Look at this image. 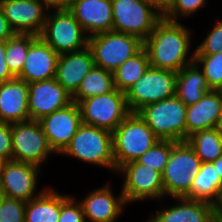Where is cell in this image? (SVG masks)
<instances>
[{
  "mask_svg": "<svg viewBox=\"0 0 222 222\" xmlns=\"http://www.w3.org/2000/svg\"><path fill=\"white\" fill-rule=\"evenodd\" d=\"M60 155L115 173L112 132L104 128L82 123Z\"/></svg>",
  "mask_w": 222,
  "mask_h": 222,
  "instance_id": "cell-2",
  "label": "cell"
},
{
  "mask_svg": "<svg viewBox=\"0 0 222 222\" xmlns=\"http://www.w3.org/2000/svg\"><path fill=\"white\" fill-rule=\"evenodd\" d=\"M116 171L126 163L136 161L159 139L138 113H130L112 132Z\"/></svg>",
  "mask_w": 222,
  "mask_h": 222,
  "instance_id": "cell-3",
  "label": "cell"
},
{
  "mask_svg": "<svg viewBox=\"0 0 222 222\" xmlns=\"http://www.w3.org/2000/svg\"><path fill=\"white\" fill-rule=\"evenodd\" d=\"M6 40L0 41V82L14 79L5 60Z\"/></svg>",
  "mask_w": 222,
  "mask_h": 222,
  "instance_id": "cell-38",
  "label": "cell"
},
{
  "mask_svg": "<svg viewBox=\"0 0 222 222\" xmlns=\"http://www.w3.org/2000/svg\"><path fill=\"white\" fill-rule=\"evenodd\" d=\"M191 200L206 201L218 207L222 202V181L211 162L202 163L200 171L193 178L189 194Z\"/></svg>",
  "mask_w": 222,
  "mask_h": 222,
  "instance_id": "cell-25",
  "label": "cell"
},
{
  "mask_svg": "<svg viewBox=\"0 0 222 222\" xmlns=\"http://www.w3.org/2000/svg\"><path fill=\"white\" fill-rule=\"evenodd\" d=\"M5 162H6V160L3 159L2 157H0V174H1V171L3 169V166H4Z\"/></svg>",
  "mask_w": 222,
  "mask_h": 222,
  "instance_id": "cell-44",
  "label": "cell"
},
{
  "mask_svg": "<svg viewBox=\"0 0 222 222\" xmlns=\"http://www.w3.org/2000/svg\"><path fill=\"white\" fill-rule=\"evenodd\" d=\"M215 24L205 38L198 44L195 54H217L222 52V19H214Z\"/></svg>",
  "mask_w": 222,
  "mask_h": 222,
  "instance_id": "cell-34",
  "label": "cell"
},
{
  "mask_svg": "<svg viewBox=\"0 0 222 222\" xmlns=\"http://www.w3.org/2000/svg\"><path fill=\"white\" fill-rule=\"evenodd\" d=\"M186 141L202 163L213 162L222 155V138L218 127L195 132Z\"/></svg>",
  "mask_w": 222,
  "mask_h": 222,
  "instance_id": "cell-29",
  "label": "cell"
},
{
  "mask_svg": "<svg viewBox=\"0 0 222 222\" xmlns=\"http://www.w3.org/2000/svg\"><path fill=\"white\" fill-rule=\"evenodd\" d=\"M217 221L222 222V206L217 207Z\"/></svg>",
  "mask_w": 222,
  "mask_h": 222,
  "instance_id": "cell-43",
  "label": "cell"
},
{
  "mask_svg": "<svg viewBox=\"0 0 222 222\" xmlns=\"http://www.w3.org/2000/svg\"><path fill=\"white\" fill-rule=\"evenodd\" d=\"M96 67L115 71L143 48V41L134 35L108 31L88 37Z\"/></svg>",
  "mask_w": 222,
  "mask_h": 222,
  "instance_id": "cell-7",
  "label": "cell"
},
{
  "mask_svg": "<svg viewBox=\"0 0 222 222\" xmlns=\"http://www.w3.org/2000/svg\"><path fill=\"white\" fill-rule=\"evenodd\" d=\"M208 0H174L170 10L163 16L164 19L180 22V20L191 18L202 8H205Z\"/></svg>",
  "mask_w": 222,
  "mask_h": 222,
  "instance_id": "cell-33",
  "label": "cell"
},
{
  "mask_svg": "<svg viewBox=\"0 0 222 222\" xmlns=\"http://www.w3.org/2000/svg\"><path fill=\"white\" fill-rule=\"evenodd\" d=\"M26 202L5 197L0 205V222H25Z\"/></svg>",
  "mask_w": 222,
  "mask_h": 222,
  "instance_id": "cell-36",
  "label": "cell"
},
{
  "mask_svg": "<svg viewBox=\"0 0 222 222\" xmlns=\"http://www.w3.org/2000/svg\"><path fill=\"white\" fill-rule=\"evenodd\" d=\"M59 55L40 36L30 34V47L21 74L28 84L56 77Z\"/></svg>",
  "mask_w": 222,
  "mask_h": 222,
  "instance_id": "cell-18",
  "label": "cell"
},
{
  "mask_svg": "<svg viewBox=\"0 0 222 222\" xmlns=\"http://www.w3.org/2000/svg\"><path fill=\"white\" fill-rule=\"evenodd\" d=\"M72 102V95L57 82L56 78L28 84L30 120H40L43 116Z\"/></svg>",
  "mask_w": 222,
  "mask_h": 222,
  "instance_id": "cell-17",
  "label": "cell"
},
{
  "mask_svg": "<svg viewBox=\"0 0 222 222\" xmlns=\"http://www.w3.org/2000/svg\"><path fill=\"white\" fill-rule=\"evenodd\" d=\"M116 173L124 177L121 191L127 205L145 199L157 202L166 199L162 173L150 166L140 164L136 160L122 165Z\"/></svg>",
  "mask_w": 222,
  "mask_h": 222,
  "instance_id": "cell-8",
  "label": "cell"
},
{
  "mask_svg": "<svg viewBox=\"0 0 222 222\" xmlns=\"http://www.w3.org/2000/svg\"><path fill=\"white\" fill-rule=\"evenodd\" d=\"M30 120L28 83L15 77L0 82V122L17 123Z\"/></svg>",
  "mask_w": 222,
  "mask_h": 222,
  "instance_id": "cell-22",
  "label": "cell"
},
{
  "mask_svg": "<svg viewBox=\"0 0 222 222\" xmlns=\"http://www.w3.org/2000/svg\"><path fill=\"white\" fill-rule=\"evenodd\" d=\"M12 160L42 167L48 157L56 155L50 148L39 120H27L11 124Z\"/></svg>",
  "mask_w": 222,
  "mask_h": 222,
  "instance_id": "cell-12",
  "label": "cell"
},
{
  "mask_svg": "<svg viewBox=\"0 0 222 222\" xmlns=\"http://www.w3.org/2000/svg\"><path fill=\"white\" fill-rule=\"evenodd\" d=\"M42 170L40 166L32 163L6 161L0 174V187L5 197L28 202L40 196L48 188L44 186L38 190V179Z\"/></svg>",
  "mask_w": 222,
  "mask_h": 222,
  "instance_id": "cell-13",
  "label": "cell"
},
{
  "mask_svg": "<svg viewBox=\"0 0 222 222\" xmlns=\"http://www.w3.org/2000/svg\"><path fill=\"white\" fill-rule=\"evenodd\" d=\"M13 144L11 124L0 122V157L6 161L12 160Z\"/></svg>",
  "mask_w": 222,
  "mask_h": 222,
  "instance_id": "cell-37",
  "label": "cell"
},
{
  "mask_svg": "<svg viewBox=\"0 0 222 222\" xmlns=\"http://www.w3.org/2000/svg\"><path fill=\"white\" fill-rule=\"evenodd\" d=\"M48 186L38 197L26 202L25 222H58L60 217V191Z\"/></svg>",
  "mask_w": 222,
  "mask_h": 222,
  "instance_id": "cell-26",
  "label": "cell"
},
{
  "mask_svg": "<svg viewBox=\"0 0 222 222\" xmlns=\"http://www.w3.org/2000/svg\"><path fill=\"white\" fill-rule=\"evenodd\" d=\"M113 31L131 34L144 41L163 18L145 0H112Z\"/></svg>",
  "mask_w": 222,
  "mask_h": 222,
  "instance_id": "cell-11",
  "label": "cell"
},
{
  "mask_svg": "<svg viewBox=\"0 0 222 222\" xmlns=\"http://www.w3.org/2000/svg\"><path fill=\"white\" fill-rule=\"evenodd\" d=\"M222 120V96L211 90L195 104L187 106L186 140L193 133L218 127Z\"/></svg>",
  "mask_w": 222,
  "mask_h": 222,
  "instance_id": "cell-23",
  "label": "cell"
},
{
  "mask_svg": "<svg viewBox=\"0 0 222 222\" xmlns=\"http://www.w3.org/2000/svg\"><path fill=\"white\" fill-rule=\"evenodd\" d=\"M187 106L176 96L148 104L137 113L159 140L186 141Z\"/></svg>",
  "mask_w": 222,
  "mask_h": 222,
  "instance_id": "cell-4",
  "label": "cell"
},
{
  "mask_svg": "<svg viewBox=\"0 0 222 222\" xmlns=\"http://www.w3.org/2000/svg\"><path fill=\"white\" fill-rule=\"evenodd\" d=\"M172 205L151 213L147 222H216L217 207L213 204L185 197L172 198Z\"/></svg>",
  "mask_w": 222,
  "mask_h": 222,
  "instance_id": "cell-20",
  "label": "cell"
},
{
  "mask_svg": "<svg viewBox=\"0 0 222 222\" xmlns=\"http://www.w3.org/2000/svg\"><path fill=\"white\" fill-rule=\"evenodd\" d=\"M106 182L101 187L94 188L80 201L78 200L86 222H116L125 207L127 208L122 191L120 190L117 196L112 190L111 183Z\"/></svg>",
  "mask_w": 222,
  "mask_h": 222,
  "instance_id": "cell-16",
  "label": "cell"
},
{
  "mask_svg": "<svg viewBox=\"0 0 222 222\" xmlns=\"http://www.w3.org/2000/svg\"><path fill=\"white\" fill-rule=\"evenodd\" d=\"M95 66L91 49L61 54L57 60L56 80L72 96L79 89L83 78Z\"/></svg>",
  "mask_w": 222,
  "mask_h": 222,
  "instance_id": "cell-21",
  "label": "cell"
},
{
  "mask_svg": "<svg viewBox=\"0 0 222 222\" xmlns=\"http://www.w3.org/2000/svg\"><path fill=\"white\" fill-rule=\"evenodd\" d=\"M209 91L204 72L195 61L177 73L175 95L186 106L197 103Z\"/></svg>",
  "mask_w": 222,
  "mask_h": 222,
  "instance_id": "cell-24",
  "label": "cell"
},
{
  "mask_svg": "<svg viewBox=\"0 0 222 222\" xmlns=\"http://www.w3.org/2000/svg\"><path fill=\"white\" fill-rule=\"evenodd\" d=\"M5 198V194L2 191V188L0 187V205L2 204L3 199Z\"/></svg>",
  "mask_w": 222,
  "mask_h": 222,
  "instance_id": "cell-45",
  "label": "cell"
},
{
  "mask_svg": "<svg viewBox=\"0 0 222 222\" xmlns=\"http://www.w3.org/2000/svg\"><path fill=\"white\" fill-rule=\"evenodd\" d=\"M159 14L164 16L172 7L174 0H145Z\"/></svg>",
  "mask_w": 222,
  "mask_h": 222,
  "instance_id": "cell-39",
  "label": "cell"
},
{
  "mask_svg": "<svg viewBox=\"0 0 222 222\" xmlns=\"http://www.w3.org/2000/svg\"><path fill=\"white\" fill-rule=\"evenodd\" d=\"M218 129H219V132H220V136L222 138V120L220 121V123L218 125Z\"/></svg>",
  "mask_w": 222,
  "mask_h": 222,
  "instance_id": "cell-46",
  "label": "cell"
},
{
  "mask_svg": "<svg viewBox=\"0 0 222 222\" xmlns=\"http://www.w3.org/2000/svg\"><path fill=\"white\" fill-rule=\"evenodd\" d=\"M173 146L174 141L158 140L147 152L141 155L137 161L140 164L150 166L163 173Z\"/></svg>",
  "mask_w": 222,
  "mask_h": 222,
  "instance_id": "cell-32",
  "label": "cell"
},
{
  "mask_svg": "<svg viewBox=\"0 0 222 222\" xmlns=\"http://www.w3.org/2000/svg\"><path fill=\"white\" fill-rule=\"evenodd\" d=\"M45 2L50 8L57 7H66L69 3V0H42Z\"/></svg>",
  "mask_w": 222,
  "mask_h": 222,
  "instance_id": "cell-41",
  "label": "cell"
},
{
  "mask_svg": "<svg viewBox=\"0 0 222 222\" xmlns=\"http://www.w3.org/2000/svg\"><path fill=\"white\" fill-rule=\"evenodd\" d=\"M0 8L14 33L39 36L50 7L42 0H0Z\"/></svg>",
  "mask_w": 222,
  "mask_h": 222,
  "instance_id": "cell-14",
  "label": "cell"
},
{
  "mask_svg": "<svg viewBox=\"0 0 222 222\" xmlns=\"http://www.w3.org/2000/svg\"><path fill=\"white\" fill-rule=\"evenodd\" d=\"M211 163L222 181V155Z\"/></svg>",
  "mask_w": 222,
  "mask_h": 222,
  "instance_id": "cell-42",
  "label": "cell"
},
{
  "mask_svg": "<svg viewBox=\"0 0 222 222\" xmlns=\"http://www.w3.org/2000/svg\"><path fill=\"white\" fill-rule=\"evenodd\" d=\"M76 195L61 194L60 217L58 222H86L81 204Z\"/></svg>",
  "mask_w": 222,
  "mask_h": 222,
  "instance_id": "cell-35",
  "label": "cell"
},
{
  "mask_svg": "<svg viewBox=\"0 0 222 222\" xmlns=\"http://www.w3.org/2000/svg\"><path fill=\"white\" fill-rule=\"evenodd\" d=\"M176 78V72L150 66L125 92L131 113H137L148 104L174 96Z\"/></svg>",
  "mask_w": 222,
  "mask_h": 222,
  "instance_id": "cell-10",
  "label": "cell"
},
{
  "mask_svg": "<svg viewBox=\"0 0 222 222\" xmlns=\"http://www.w3.org/2000/svg\"><path fill=\"white\" fill-rule=\"evenodd\" d=\"M194 61L204 72L211 90L222 86V52L217 54H195Z\"/></svg>",
  "mask_w": 222,
  "mask_h": 222,
  "instance_id": "cell-31",
  "label": "cell"
},
{
  "mask_svg": "<svg viewBox=\"0 0 222 222\" xmlns=\"http://www.w3.org/2000/svg\"><path fill=\"white\" fill-rule=\"evenodd\" d=\"M66 7L88 37L112 31V0H69Z\"/></svg>",
  "mask_w": 222,
  "mask_h": 222,
  "instance_id": "cell-19",
  "label": "cell"
},
{
  "mask_svg": "<svg viewBox=\"0 0 222 222\" xmlns=\"http://www.w3.org/2000/svg\"><path fill=\"white\" fill-rule=\"evenodd\" d=\"M50 148L56 155L61 154L70 144L72 137L82 124L79 105L72 102L68 106L39 120Z\"/></svg>",
  "mask_w": 222,
  "mask_h": 222,
  "instance_id": "cell-15",
  "label": "cell"
},
{
  "mask_svg": "<svg viewBox=\"0 0 222 222\" xmlns=\"http://www.w3.org/2000/svg\"><path fill=\"white\" fill-rule=\"evenodd\" d=\"M218 91L220 92V94L222 96V86L218 89Z\"/></svg>",
  "mask_w": 222,
  "mask_h": 222,
  "instance_id": "cell-47",
  "label": "cell"
},
{
  "mask_svg": "<svg viewBox=\"0 0 222 222\" xmlns=\"http://www.w3.org/2000/svg\"><path fill=\"white\" fill-rule=\"evenodd\" d=\"M192 29L181 22L162 18L151 34L143 41L150 66L178 73L194 62ZM192 50V52L190 51Z\"/></svg>",
  "mask_w": 222,
  "mask_h": 222,
  "instance_id": "cell-1",
  "label": "cell"
},
{
  "mask_svg": "<svg viewBox=\"0 0 222 222\" xmlns=\"http://www.w3.org/2000/svg\"><path fill=\"white\" fill-rule=\"evenodd\" d=\"M150 67L147 52L142 48L133 57L127 59L115 71H113L114 86L121 92H126L146 70Z\"/></svg>",
  "mask_w": 222,
  "mask_h": 222,
  "instance_id": "cell-27",
  "label": "cell"
},
{
  "mask_svg": "<svg viewBox=\"0 0 222 222\" xmlns=\"http://www.w3.org/2000/svg\"><path fill=\"white\" fill-rule=\"evenodd\" d=\"M30 47V34L14 33L6 40L5 60L11 74L18 77Z\"/></svg>",
  "mask_w": 222,
  "mask_h": 222,
  "instance_id": "cell-30",
  "label": "cell"
},
{
  "mask_svg": "<svg viewBox=\"0 0 222 222\" xmlns=\"http://www.w3.org/2000/svg\"><path fill=\"white\" fill-rule=\"evenodd\" d=\"M202 161L187 141L174 142L167 165L162 173L166 197H186Z\"/></svg>",
  "mask_w": 222,
  "mask_h": 222,
  "instance_id": "cell-5",
  "label": "cell"
},
{
  "mask_svg": "<svg viewBox=\"0 0 222 222\" xmlns=\"http://www.w3.org/2000/svg\"><path fill=\"white\" fill-rule=\"evenodd\" d=\"M39 36L58 55L77 52L88 46V36L67 7L49 9Z\"/></svg>",
  "mask_w": 222,
  "mask_h": 222,
  "instance_id": "cell-6",
  "label": "cell"
},
{
  "mask_svg": "<svg viewBox=\"0 0 222 222\" xmlns=\"http://www.w3.org/2000/svg\"><path fill=\"white\" fill-rule=\"evenodd\" d=\"M78 105L83 124L111 132L131 113L125 93L116 88L109 93L83 99Z\"/></svg>",
  "mask_w": 222,
  "mask_h": 222,
  "instance_id": "cell-9",
  "label": "cell"
},
{
  "mask_svg": "<svg viewBox=\"0 0 222 222\" xmlns=\"http://www.w3.org/2000/svg\"><path fill=\"white\" fill-rule=\"evenodd\" d=\"M115 89L113 73L94 66L83 78L77 92L72 96L75 103L93 96L106 94Z\"/></svg>",
  "mask_w": 222,
  "mask_h": 222,
  "instance_id": "cell-28",
  "label": "cell"
},
{
  "mask_svg": "<svg viewBox=\"0 0 222 222\" xmlns=\"http://www.w3.org/2000/svg\"><path fill=\"white\" fill-rule=\"evenodd\" d=\"M13 34L14 32L10 28L8 21L0 8V41L9 39Z\"/></svg>",
  "mask_w": 222,
  "mask_h": 222,
  "instance_id": "cell-40",
  "label": "cell"
}]
</instances>
